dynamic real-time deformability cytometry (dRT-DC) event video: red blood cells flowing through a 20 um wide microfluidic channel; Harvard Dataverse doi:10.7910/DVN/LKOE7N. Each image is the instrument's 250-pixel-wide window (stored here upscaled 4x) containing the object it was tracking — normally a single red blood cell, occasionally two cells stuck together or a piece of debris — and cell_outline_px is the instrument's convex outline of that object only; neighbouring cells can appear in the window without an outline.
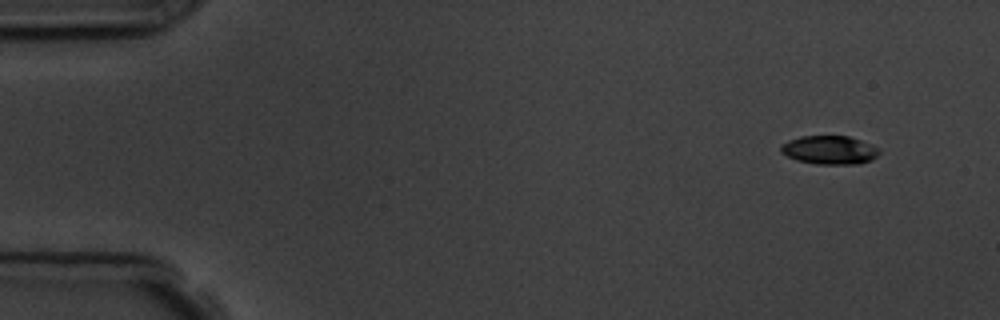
{"species": "common noctule bat (a hibernating species)", "species_latin": "Nyctalus noctula", "temperature_condition": "room temperature", "stored_images_in_passage": 6, "camera_frame_rate_fps": 3000, "um_per_image_px": 0.085, "animal": {"sex": "male", "body_mass_g": 19.5, "forearm_length_mm": 54.6}, "frame": {"image": 1, "passage_image": 1, "time_ms": 0.0, "image_size_px": [1000, 320], "cell_outline_px": [[880, 152], [872, 160], [860, 164], [816, 164], [796, 160], [780, 152], [780, 148], [788, 140], [800, 136], [848, 136], [872, 144], [880, 148]], "centroid_in_image_um": [70.54, 12.75], "position_along_channel_um": 14.5, "area_um2": 16.47}}
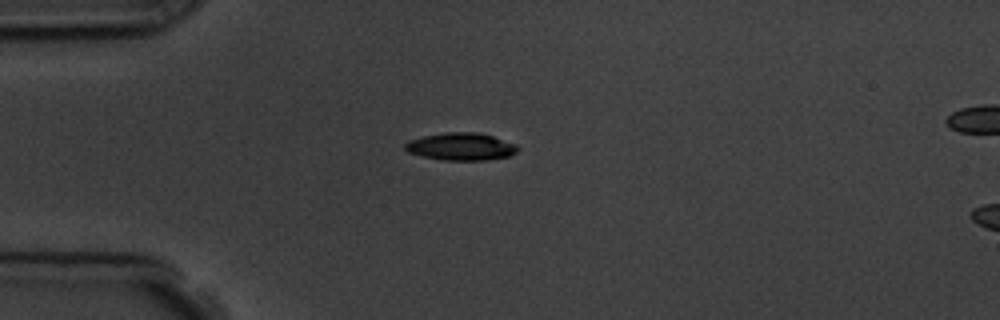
{"frame": {"image": 2, "passage_image": 3, "time_ms": 3.333, "image_size_px": [1000, 320], "cell_outline_px": [[520, 148], [516, 152], [508, 156], [488, 160], [444, 160], [424, 156], [408, 152], [404, 148], [404, 144], [408, 140], [424, 136], [444, 132], [476, 132], [492, 136], [516, 144]], "centroid_in_image_um": [39.18, 12.45], "position_along_channel_um": 45.8, "area_um2": 17.98}}